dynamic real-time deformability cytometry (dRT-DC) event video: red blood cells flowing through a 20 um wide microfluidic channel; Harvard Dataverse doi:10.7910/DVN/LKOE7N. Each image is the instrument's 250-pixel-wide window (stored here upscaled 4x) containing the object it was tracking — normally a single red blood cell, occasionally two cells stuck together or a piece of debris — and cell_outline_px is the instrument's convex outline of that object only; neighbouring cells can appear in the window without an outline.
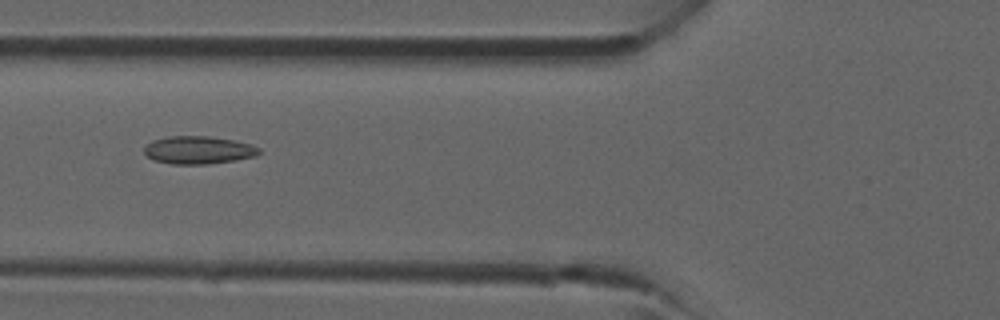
{"species": "common noctule bat (a hibernating species)", "species_latin": "Nyctalus noctula", "temperature_condition": "room temperature", "stored_images_in_passage": 42, "camera_frame_rate_fps": 3000, "um_per_image_px": 0.085, "animal": {"sex": "male", "forearm_length_mm": 52.5}, "frame": {"image": 1, "passage_image": 16, "time_ms": 5.0, "image_size_px": [1000, 320], "cell_outline_px": [[260, 152], [256, 156], [236, 160], [208, 164], [172, 164], [156, 160], [148, 156], [144, 152], [144, 148], [152, 140], [168, 136], [208, 136], [232, 140], [252, 144], [260, 148]], "centroid_in_image_um": [16.89, 12.75], "position_along_channel_um": 108.9, "area_um2": 18.55}}
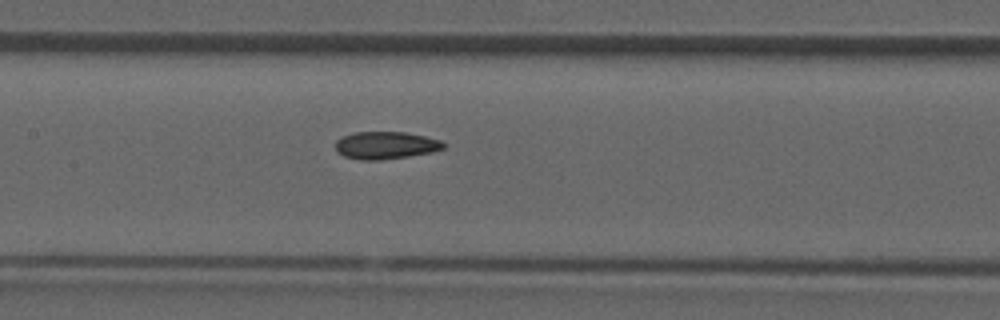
{"frame": {"image": 2, "passage_image": 20, "time_ms": 6.333, "image_size_px": [1000, 320], "cell_outline_px": [[444, 148], [432, 152], [408, 156], [380, 160], [360, 160], [344, 156], [336, 152], [336, 140], [340, 136], [352, 132], [404, 132], [424, 136], [440, 140], [444, 144]], "centroid_in_image_um": [32.72, 12.35], "position_along_channel_um": 174.7, "area_um2": 17.34}}
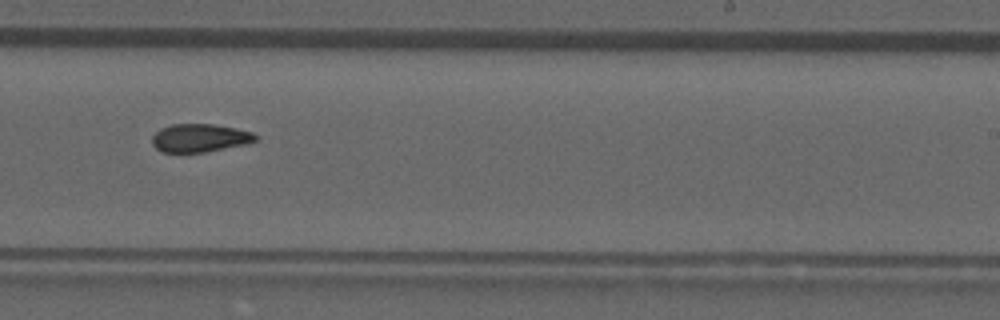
{"frame": {"image": 3, "passage_image": 26, "time_ms": 8.333, "image_size_px": [1000, 320], "cell_outline_px": [[260, 140], [248, 144], [204, 152], [160, 152], [152, 144], [152, 136], [160, 128], [172, 124], [212, 124], [236, 128], [252, 132]], "centroid_in_image_um": [16.99, 11.73], "position_along_channel_um": 272.0, "area_um2": 17.11}}